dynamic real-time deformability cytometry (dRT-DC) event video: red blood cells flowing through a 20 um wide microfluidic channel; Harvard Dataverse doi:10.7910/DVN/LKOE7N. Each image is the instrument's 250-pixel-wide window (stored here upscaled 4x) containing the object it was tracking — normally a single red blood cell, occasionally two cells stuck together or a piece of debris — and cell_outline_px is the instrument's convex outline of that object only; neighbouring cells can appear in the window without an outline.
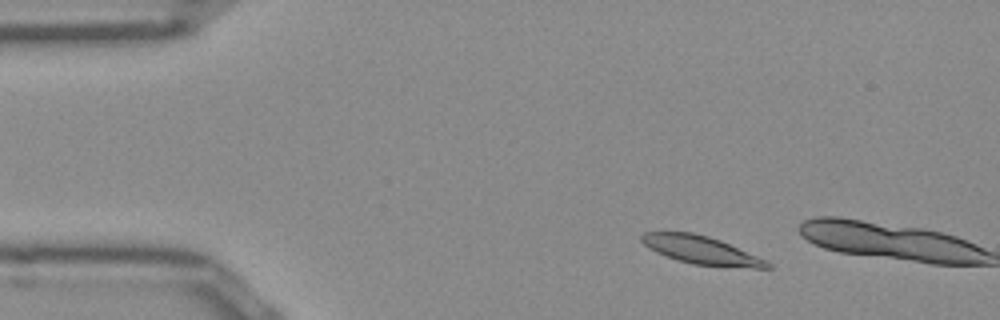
{"species": "Egyptian fruit bat (a non-hibernating species)", "species_latin": "Rousettus aegyptiacus", "temperature_condition": "room temperature", "stored_images_in_passage": 5, "camera_frame_rate_fps": 3000, "um_per_image_px": 0.085, "frame": {"image": 1, "passage_image": 1, "time_ms": 0.0, "image_size_px": [1000, 320], "cell_outline_px": [[772, 268], [752, 268], [692, 264], [676, 260], [656, 252], [648, 248], [640, 240], [640, 236], [644, 232], [692, 232], [708, 236], [720, 240], [768, 260], [772, 264]], "centroid_in_image_um": [59.62, 21.26], "position_along_channel_um": 25.4, "area_um2": 20.69}}